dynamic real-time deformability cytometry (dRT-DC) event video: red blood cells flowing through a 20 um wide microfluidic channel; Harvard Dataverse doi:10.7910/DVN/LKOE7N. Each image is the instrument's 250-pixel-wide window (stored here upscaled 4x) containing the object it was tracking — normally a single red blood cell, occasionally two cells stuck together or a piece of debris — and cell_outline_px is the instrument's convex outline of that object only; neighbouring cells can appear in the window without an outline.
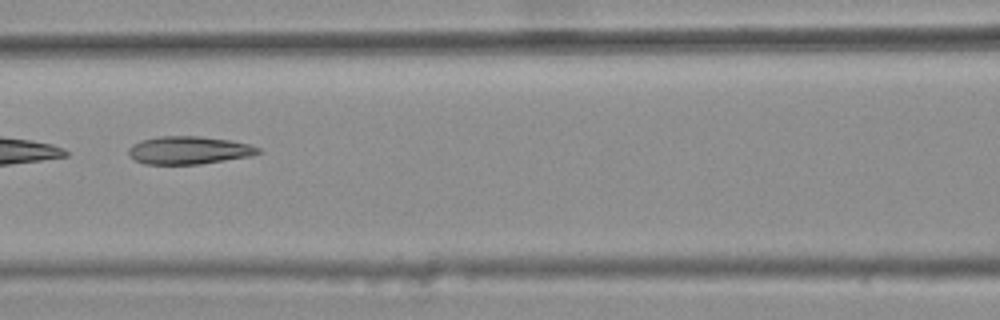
{"species": "common noctule bat (a hibernating species)", "species_latin": "Nyctalus noctula", "temperature_condition": "warm", "stored_images_in_passage": 8, "camera_frame_rate_fps": 3000, "um_per_image_px": 0.085, "animal": {"sex": "female", "body_mass_g": 25.1}, "frame": {"image": 1, "passage_image": 7, "time_ms": 2.0, "image_size_px": [1000, 320], "cell_outline_px": [[260, 152], [252, 156], [200, 164], [144, 164], [136, 160], [128, 152], [128, 148], [132, 144], [140, 140], [160, 136], [200, 136], [228, 140], [248, 144], [260, 148]], "centroid_in_image_um": [16.04, 12.77], "position_along_channel_um": 150.6, "area_um2": 20.98}}
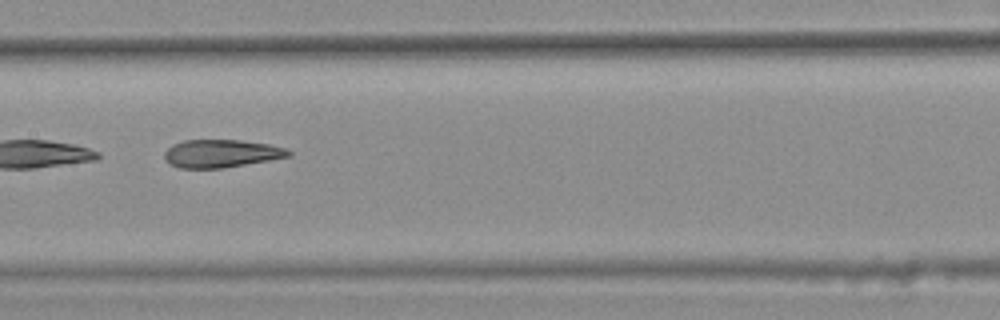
{"frame": {"image": 2, "passage_image": 8, "time_ms": 2.333, "image_size_px": [1000, 320], "cell_outline_px": [[292, 156], [220, 168], [180, 168], [168, 164], [164, 160], [164, 152], [172, 144], [184, 140], [240, 140], [268, 144], [284, 148], [292, 152]], "centroid_in_image_um": [18.75, 13.04], "position_along_channel_um": 188.6, "area_um2": 20.11}}